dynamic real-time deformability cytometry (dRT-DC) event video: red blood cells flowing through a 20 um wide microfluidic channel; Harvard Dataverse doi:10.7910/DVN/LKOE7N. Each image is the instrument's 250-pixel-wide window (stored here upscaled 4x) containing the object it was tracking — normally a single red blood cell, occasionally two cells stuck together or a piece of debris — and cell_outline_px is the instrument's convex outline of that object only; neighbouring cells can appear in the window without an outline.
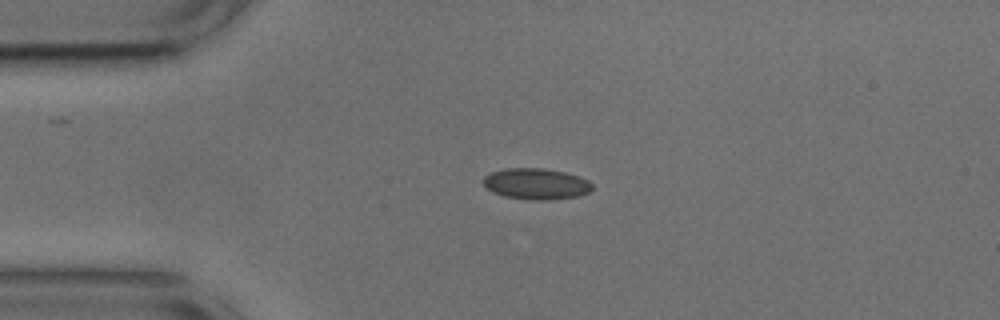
{"species": "common noctule bat (a hibernating species)", "species_latin": "Nyctalus noctula", "temperature_condition": "cold", "stored_images_in_passage": 13, "camera_frame_rate_fps": 3000, "um_per_image_px": 0.085, "animal": {"sex": "male", "body_mass_g": 17.9, "forearm_length_mm": 54.2}, "frame": {"image": 1, "passage_image": 6, "time_ms": 1.667, "image_size_px": [1000, 320], "cell_outline_px": [[592, 188], [588, 192], [580, 196], [548, 200], [532, 200], [504, 196], [492, 192], [484, 184], [484, 176], [492, 172], [508, 168], [544, 168], [564, 172], [580, 176], [588, 180], [592, 184]], "centroid_in_image_um": [45.6, 15.63], "position_along_channel_um": 39.4, "area_um2": 19.71}}